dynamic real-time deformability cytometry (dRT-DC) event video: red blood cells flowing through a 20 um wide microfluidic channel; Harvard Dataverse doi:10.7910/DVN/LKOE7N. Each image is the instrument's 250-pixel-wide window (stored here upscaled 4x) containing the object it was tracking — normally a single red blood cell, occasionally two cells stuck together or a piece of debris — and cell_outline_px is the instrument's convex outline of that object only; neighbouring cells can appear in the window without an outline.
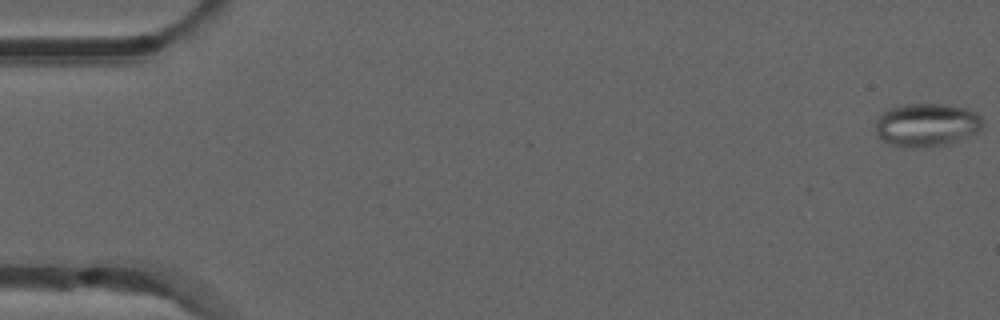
{"species": "common noctule bat (a hibernating species)", "species_latin": "Nyctalus noctula", "temperature_condition": "room temperature", "stored_images_in_passage": 53, "camera_frame_rate_fps": 3000, "um_per_image_px": 0.085, "animal": {"sex": "male", "forearm_length_mm": 52.5}, "frame": {"image": 1, "passage_image": 1, "time_ms": 0.0, "image_size_px": [1000, 320], "cell_outline_px": [[980, 128], [976, 132], [968, 136], [944, 144], [912, 148], [892, 144], [876, 136], [876, 120], [888, 108], [904, 104], [948, 104], [968, 108], [976, 112], [980, 116]], "centroid_in_image_um": [78.73, 10.59], "position_along_channel_um": 6.3, "area_um2": 26.65}}
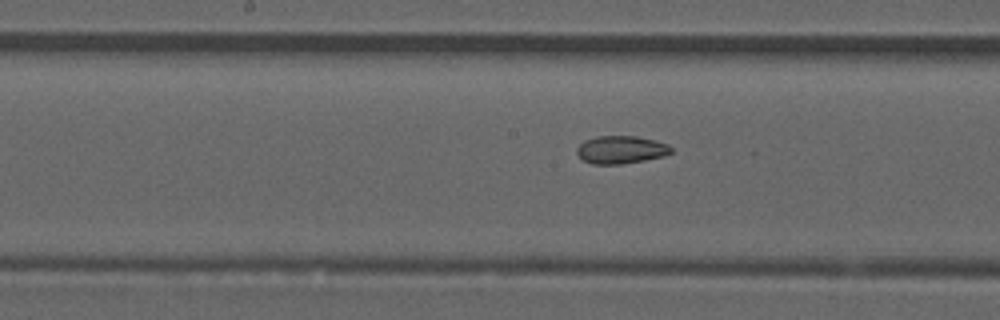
{"frame": {"image": 2, "passage_image": 27, "time_ms": 8.667, "image_size_px": [1000, 320], "cell_outline_px": [[672, 152], [664, 156], [644, 160], [620, 164], [592, 164], [584, 160], [576, 152], [576, 148], [584, 140], [596, 136], [636, 136], [668, 144], [672, 148]], "centroid_in_image_um": [52.77, 12.72], "position_along_channel_um": 195.4, "area_um2": 15.2}}
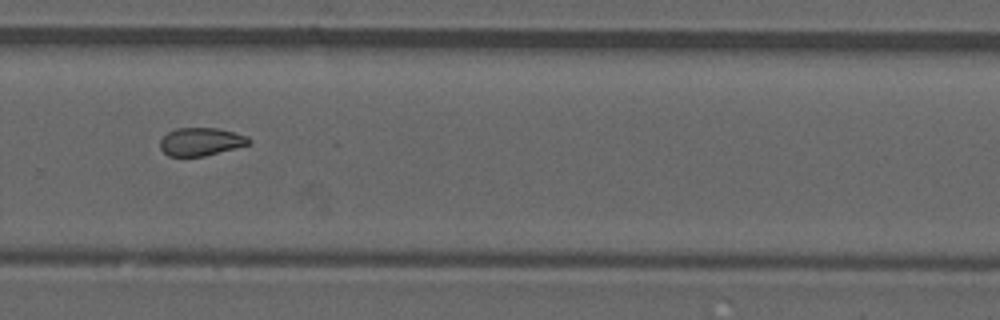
{"frame": {"image": 3, "passage_image": 36, "time_ms": 11.667, "image_size_px": [1000, 320], "cell_outline_px": [[252, 140], [248, 144], [204, 156], [168, 156], [160, 148], [160, 140], [168, 132], [176, 128], [216, 128], [248, 136]], "centroid_in_image_um": [17.05, 12.04], "position_along_channel_um": 312.8, "area_um2": 14.28}, "authors_computed_cell_mechanics": {"area_um2": 15.8372, "velocity_mm_per_s": 3.9285, "shape_relaxation_time_tau1_ms": null, "shape_relaxation_time_tau2_ms": 1.8759, "deformation_change_tau1": null, "deformation_change_tau2": 0.0719}}